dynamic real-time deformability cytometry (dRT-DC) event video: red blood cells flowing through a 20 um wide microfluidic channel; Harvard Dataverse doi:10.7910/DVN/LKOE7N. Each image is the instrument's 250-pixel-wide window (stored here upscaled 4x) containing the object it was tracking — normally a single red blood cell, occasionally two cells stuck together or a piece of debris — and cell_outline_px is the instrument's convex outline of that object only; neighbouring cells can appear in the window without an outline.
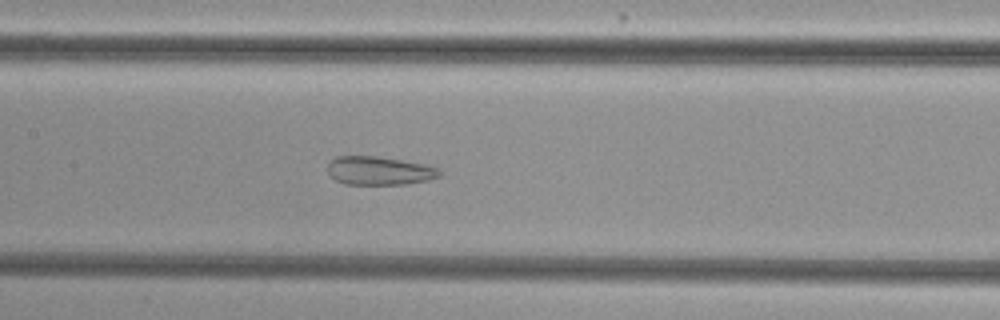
{"species": "common noctule bat (a hibernating species)", "species_latin": "Nyctalus noctula", "temperature_condition": "cold", "stored_images_in_passage": 53, "camera_frame_rate_fps": 3000, "um_per_image_px": 0.085, "animal": {"sex": "female", "body_mass_g": 29.2, "forearm_length_mm": 56.3}, "frame": {"image": 1, "passage_image": 26, "time_ms": 8.333, "image_size_px": [1000, 320], "cell_outline_px": [[444, 172], [440, 176], [428, 180], [408, 184], [344, 184], [336, 180], [328, 172], [328, 164], [336, 156], [376, 156], [424, 164], [436, 168]], "centroid_in_image_um": [32.25, 14.51], "position_along_channel_um": 175.1, "area_um2": 18.5}}
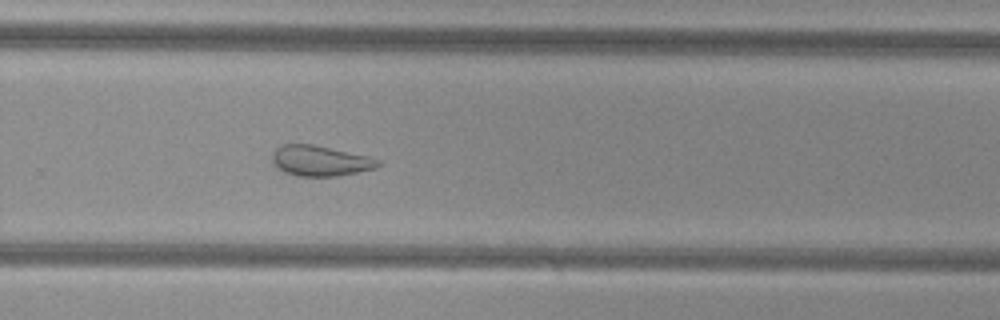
{"frame": {"image": 2, "passage_image": 36, "time_ms": 11.667, "image_size_px": [1000, 320], "cell_outline_px": [[384, 164], [376, 168], [336, 176], [296, 176], [284, 172], [276, 168], [272, 160], [272, 152], [280, 144], [312, 144], [368, 156], [384, 160]], "centroid_in_image_um": [27.23, 13.67], "position_along_channel_um": 302.6, "area_um2": 19.02}}
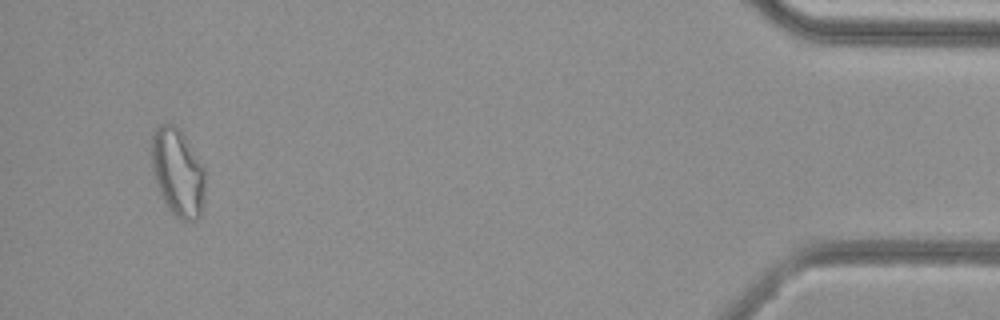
{"frame": {"image": 3, "passage_image": 51, "time_ms": 16.667, "image_size_px": [1000, 320], "cell_outline_px": [[204, 200], [200, 216], [196, 220], [184, 220], [176, 216], [164, 204], [156, 184], [152, 172], [152, 132], [160, 124], [172, 124], [180, 128], [204, 168]], "centroid_in_image_um": [15.09, 14.65], "position_along_channel_um": 420.1, "area_um2": 27.46}, "authors_computed_cell_mechanics": {"area_um2": 24.565, "velocity_mm_per_s": 3.8301, "shape_relaxation_time_tau1_ms": null, "shape_relaxation_time_tau2_ms": 1.9366, "deformation_change_tau1": null, "deformation_change_tau2": 0.1046}}